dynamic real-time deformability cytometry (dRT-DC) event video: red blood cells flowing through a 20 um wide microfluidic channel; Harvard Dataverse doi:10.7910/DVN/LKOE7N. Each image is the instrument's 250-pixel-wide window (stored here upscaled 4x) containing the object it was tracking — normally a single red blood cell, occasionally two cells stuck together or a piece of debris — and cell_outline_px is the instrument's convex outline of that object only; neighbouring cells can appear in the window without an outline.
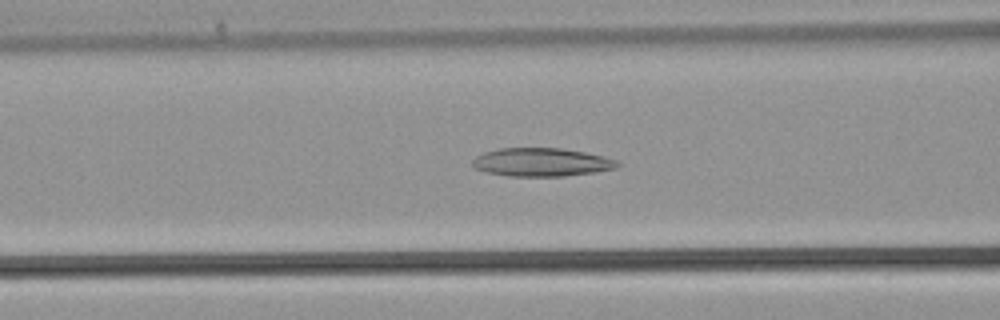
{"species": "common noctule bat (a hibernating species)", "species_latin": "Nyctalus noctula", "temperature_condition": "warm", "stored_images_in_passage": 38, "camera_frame_rate_fps": 3000, "um_per_image_px": 0.085, "animal": {"sex": "male", "body_mass_g": 21.5, "forearm_length_mm": 52.0}, "frame": {"image": 1, "passage_image": 14, "time_ms": 4.333, "image_size_px": [1000, 320], "cell_outline_px": [[620, 164], [616, 168], [596, 172], [564, 176], [508, 176], [488, 172], [472, 168], [472, 160], [476, 156], [484, 152], [500, 148], [560, 148], [584, 152], [604, 156], [616, 160]], "centroid_in_image_um": [46.01, 13.79], "position_along_channel_um": 120.6, "area_um2": 23.99}}
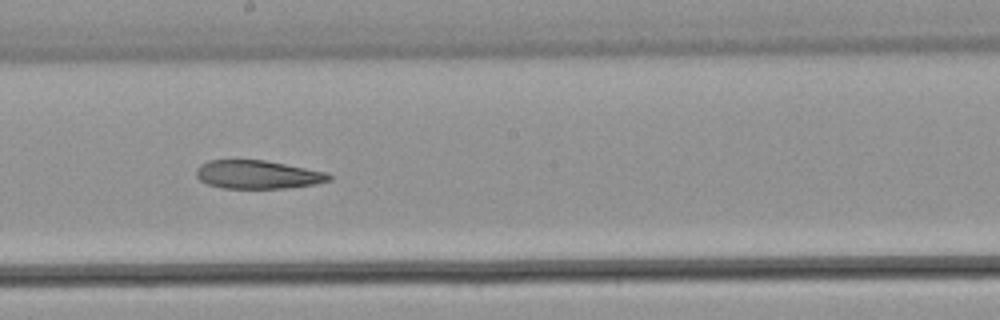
{"frame": {"image": 2, "passage_image": 20, "time_ms": 6.333, "image_size_px": [1000, 320], "cell_outline_px": [[332, 180], [316, 184], [292, 188], [220, 188], [208, 184], [200, 180], [196, 176], [196, 168], [200, 164], [208, 160], [264, 160], [328, 172], [332, 176]], "centroid_in_image_um": [21.92, 14.84], "position_along_channel_um": 226.3, "area_um2": 22.2}}
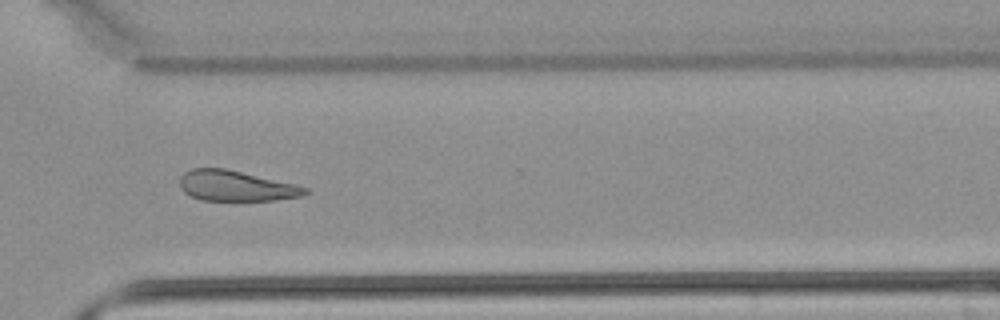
{"frame": {"image": 3, "passage_image": 27, "time_ms": 8.667, "image_size_px": [1000, 320], "cell_outline_px": [[308, 192], [300, 196], [272, 200], [200, 200], [184, 192], [180, 188], [180, 176], [184, 172], [192, 168], [224, 168], [296, 184], [308, 188]], "centroid_in_image_um": [20.02, 15.79], "position_along_channel_um": 350.6, "area_um2": 22.08}}